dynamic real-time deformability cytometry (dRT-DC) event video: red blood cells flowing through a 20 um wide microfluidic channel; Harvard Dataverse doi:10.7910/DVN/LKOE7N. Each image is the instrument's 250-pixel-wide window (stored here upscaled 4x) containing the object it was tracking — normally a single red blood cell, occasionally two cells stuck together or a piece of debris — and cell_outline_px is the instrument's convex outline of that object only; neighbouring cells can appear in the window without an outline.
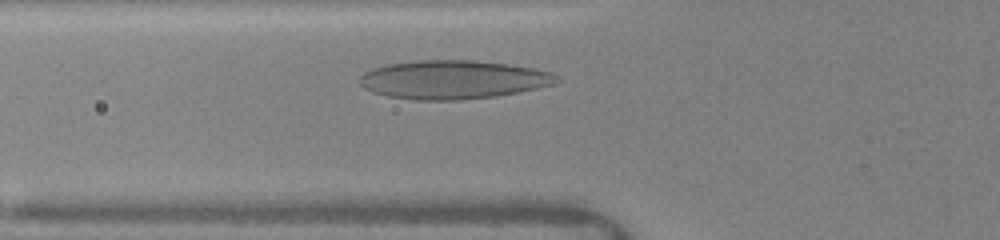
{"species": "human", "species_latin": "Homo sapiens", "temperature_condition": "warm", "stored_images_in_passage": 31, "camera_frame_rate_fps": 3000, "um_per_image_px": 0.085, "donor": {"sex": "female"}, "frame": {"image": 1, "passage_image": 5, "time_ms": 1.333, "image_size_px": [1000, 240], "cell_outline_px": [[560, 80], [552, 84], [520, 92], [496, 96], [460, 100], [416, 100], [388, 96], [372, 92], [364, 88], [360, 84], [360, 76], [364, 72], [372, 68], [388, 64], [416, 60], [472, 60], [508, 64], [536, 68], [552, 72], [560, 76]], "centroid_in_image_um": [38.52, 6.76], "position_along_channel_um": 87.3, "area_um2": 44.56}}
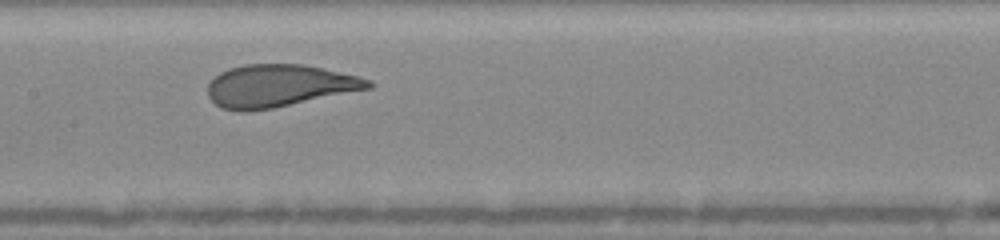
{"frame": {"image": 2, "passage_image": 13, "time_ms": 3.667, "image_size_px": [1000, 240], "cell_outline_px": [[372, 88], [272, 108], [240, 112], [236, 112], [220, 108], [208, 96], [208, 84], [220, 72], [228, 68], [244, 64], [300, 64], [324, 68], [372, 80]], "centroid_in_image_um": [23.69, 7.29], "position_along_channel_um": 183.7, "area_um2": 39.59}}
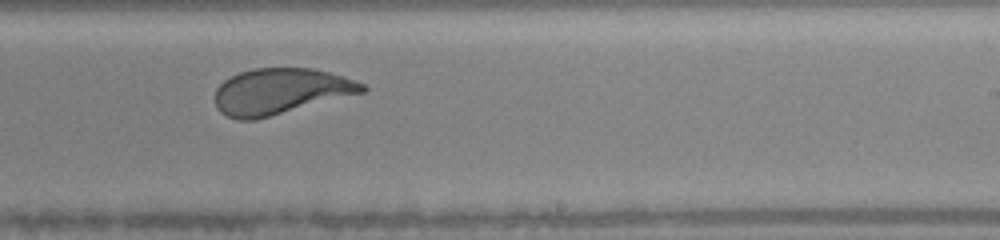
{"frame": {"image": 3, "passage_image": 20, "time_ms": 5.667, "image_size_px": [1000, 240], "cell_outline_px": [[368, 88], [364, 92], [256, 120], [236, 120], [220, 112], [216, 108], [216, 88], [224, 80], [240, 72], [252, 68], [312, 68], [344, 76], [364, 84]], "centroid_in_image_um": [23.83, 7.77], "position_along_channel_um": 265.2, "area_um2": 39.36}, "authors_computed_cell_mechanics": {"area_um2": 40.2288, "velocity_mm_per_s": 4.0872, "shape_relaxation_time_tau1_ms": 2.922, "shape_relaxation_time_tau2_ms": null, "deformation_change_tau1": 0.1503, "deformation_change_tau2": null}}